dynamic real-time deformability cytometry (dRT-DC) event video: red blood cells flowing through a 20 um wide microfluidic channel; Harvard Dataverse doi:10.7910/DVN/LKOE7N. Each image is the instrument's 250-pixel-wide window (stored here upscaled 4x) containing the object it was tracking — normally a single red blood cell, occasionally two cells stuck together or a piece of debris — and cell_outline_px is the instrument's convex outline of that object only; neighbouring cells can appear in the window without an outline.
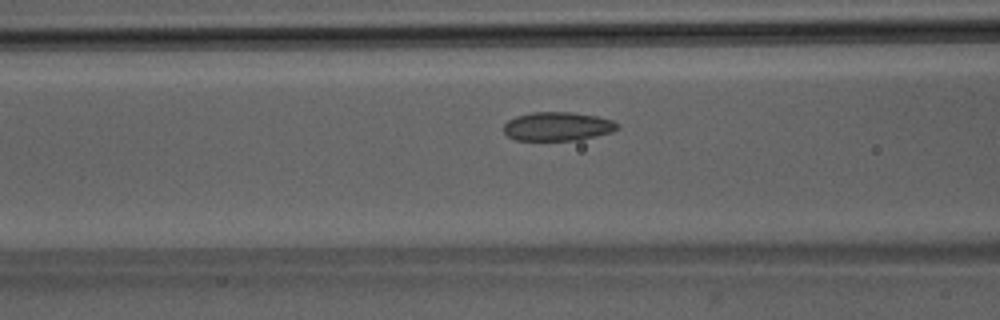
{"species": "Egyptian fruit bat (a non-hibernating species)", "species_latin": "Rousettus aegyptiacus", "temperature_condition": "room temperature", "stored_images_in_passage": 35, "camera_frame_rate_fps": 3000, "um_per_image_px": 0.085, "animal": {"sex": "male"}, "frame": {"image": 1, "passage_image": 10, "time_ms": 3.0, "image_size_px": [1000, 320], "cell_outline_px": [[620, 128], [612, 132], [596, 136], [576, 140], [516, 140], [508, 136], [504, 132], [504, 124], [508, 120], [516, 116], [532, 112], [572, 112], [596, 116], [612, 120], [620, 124]], "centroid_in_image_um": [47.41, 10.74], "position_along_channel_um": 119.2, "area_um2": 19.13}}
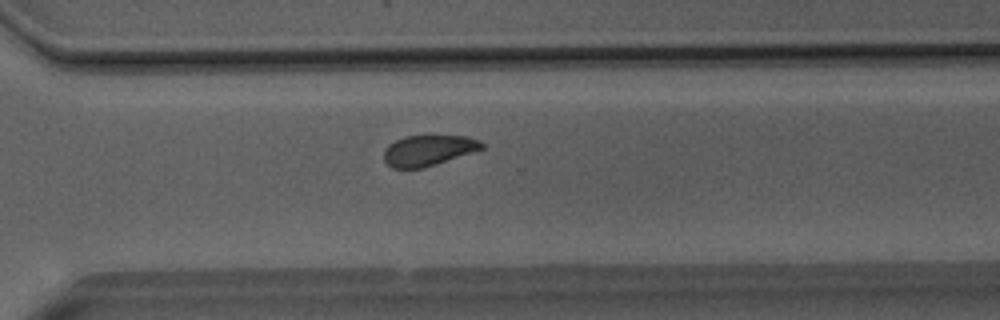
{"frame": {"image": 2, "passage_image": 26, "time_ms": 8.333, "image_size_px": [1000, 320], "cell_outline_px": [[484, 148], [424, 168], [392, 168], [384, 160], [384, 148], [388, 144], [404, 136], [468, 136], [480, 140], [484, 144]], "centroid_in_image_um": [36.39, 12.78], "position_along_channel_um": 334.2, "area_um2": 17.46}}
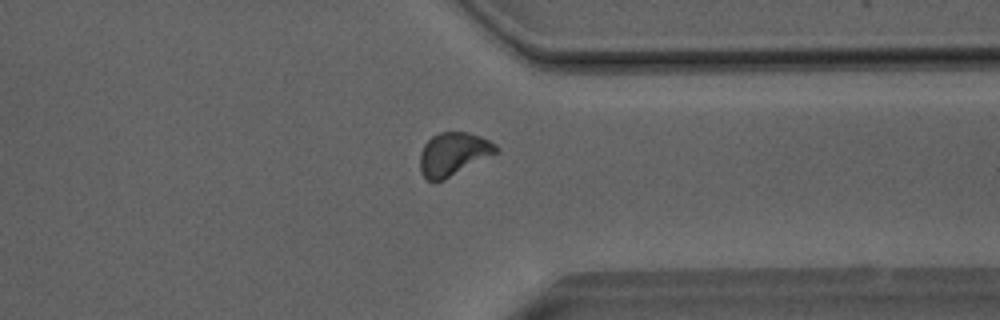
{"frame": {"image": 3, "passage_image": 29, "time_ms": 9.333, "image_size_px": [1000, 320], "cell_outline_px": [[500, 148], [496, 152], [444, 180], [428, 180], [420, 172], [420, 152], [424, 144], [432, 136], [440, 132], [468, 132], [480, 136], [496, 144]], "centroid_in_image_um": [38.5, 13.07], "position_along_channel_um": 372.9, "area_um2": 18.84}, "authors_computed_cell_mechanics": {"area_um2": 18.8428, "velocity_mm_per_s": 4.034, "shape_relaxation_time_tau1_ms": 4.6396, "shape_relaxation_time_tau2_ms": 1.7388, "deformation_change_tau1": 0.1016, "deformation_change_tau2": 0.0673}}